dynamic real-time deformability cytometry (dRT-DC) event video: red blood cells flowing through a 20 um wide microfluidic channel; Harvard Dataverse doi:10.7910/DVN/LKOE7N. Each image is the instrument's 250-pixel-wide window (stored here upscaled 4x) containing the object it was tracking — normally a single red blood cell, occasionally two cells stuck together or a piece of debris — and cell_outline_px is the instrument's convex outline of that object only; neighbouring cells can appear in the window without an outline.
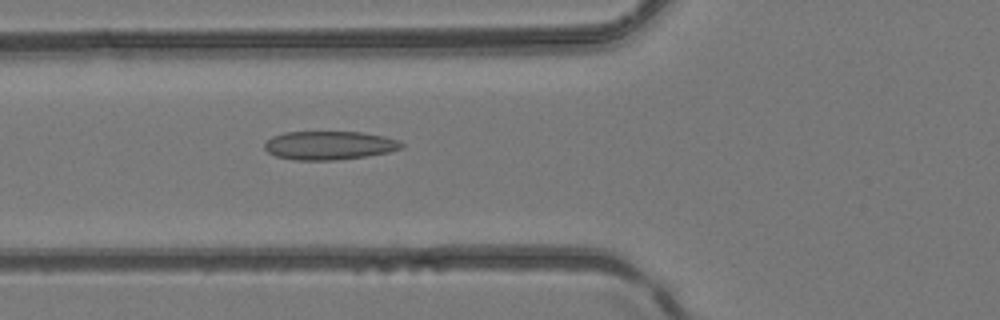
{"species": "common noctule bat (a hibernating species)", "species_latin": "Nyctalus noctula", "temperature_condition": "room temperature", "stored_images_in_passage": 22, "camera_frame_rate_fps": 3000, "um_per_image_px": 0.085, "animal": {"sex": "female", "body_mass_g": 24.6, "forearm_length_mm": 56.2}, "frame": {"image": 1, "passage_image": 6, "time_ms": 1.667, "image_size_px": [1000, 320], "cell_outline_px": [[404, 148], [388, 152], [368, 156], [336, 160], [292, 160], [276, 156], [268, 152], [264, 148], [264, 144], [272, 136], [284, 132], [360, 132], [384, 136], [400, 140], [404, 144]], "centroid_in_image_um": [28.01, 12.36], "position_along_channel_um": 97.8, "area_um2": 23.0}}
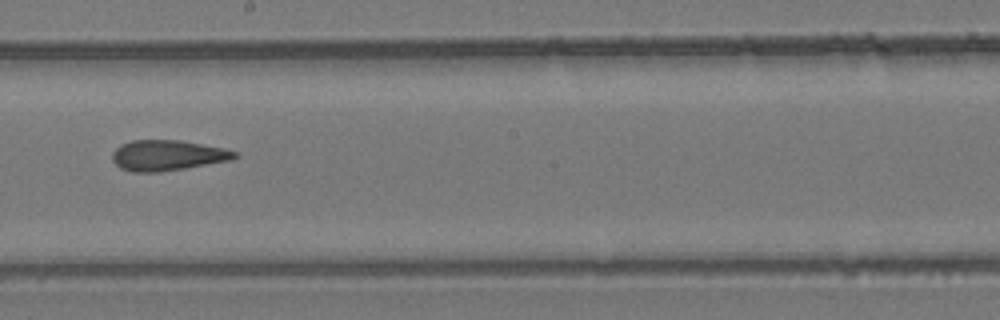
{"frame": {"image": 2, "passage_image": 15, "time_ms": 4.667, "image_size_px": [1000, 320], "cell_outline_px": [[236, 156], [232, 160], [160, 172], [132, 172], [120, 168], [112, 160], [112, 152], [120, 144], [132, 140], [180, 140], [224, 148], [236, 152]], "centroid_in_image_um": [14.19, 13.2], "position_along_channel_um": 234.0, "area_um2": 21.73}}
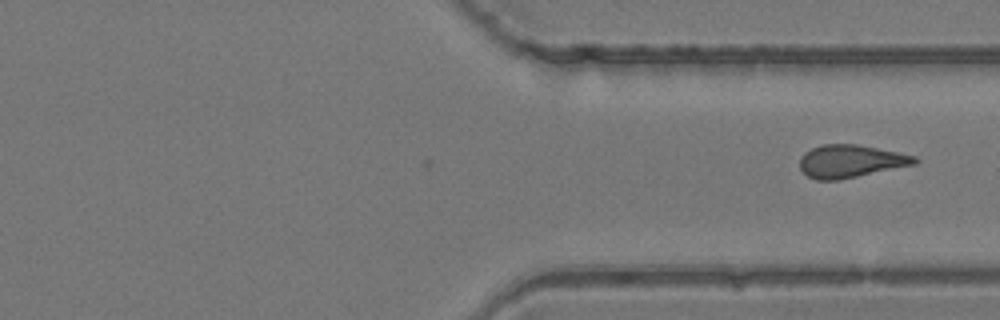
{"frame": {"image": 3, "passage_image": 22, "time_ms": 7.0, "image_size_px": [1000, 320], "cell_outline_px": [[920, 160], [916, 164], [840, 180], [816, 180], [808, 176], [800, 168], [800, 156], [804, 152], [812, 148], [824, 144], [856, 144], [916, 156]], "centroid_in_image_um": [72.29, 13.71], "position_along_channel_um": 339.1, "area_um2": 21.91}}